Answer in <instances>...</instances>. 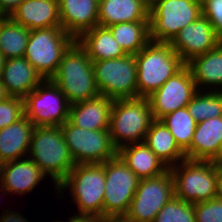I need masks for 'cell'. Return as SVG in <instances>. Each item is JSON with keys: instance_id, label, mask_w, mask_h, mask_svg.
Masks as SVG:
<instances>
[{"instance_id": "obj_38", "label": "cell", "mask_w": 222, "mask_h": 222, "mask_svg": "<svg viewBox=\"0 0 222 222\" xmlns=\"http://www.w3.org/2000/svg\"><path fill=\"white\" fill-rule=\"evenodd\" d=\"M70 220L68 222H101L102 218L94 216V215H85L78 214L77 216L69 217ZM62 222V221H60Z\"/></svg>"}, {"instance_id": "obj_1", "label": "cell", "mask_w": 222, "mask_h": 222, "mask_svg": "<svg viewBox=\"0 0 222 222\" xmlns=\"http://www.w3.org/2000/svg\"><path fill=\"white\" fill-rule=\"evenodd\" d=\"M51 80L59 87L70 104L100 95L94 78L92 61L77 40L66 50Z\"/></svg>"}, {"instance_id": "obj_27", "label": "cell", "mask_w": 222, "mask_h": 222, "mask_svg": "<svg viewBox=\"0 0 222 222\" xmlns=\"http://www.w3.org/2000/svg\"><path fill=\"white\" fill-rule=\"evenodd\" d=\"M198 91L199 86H214L222 88V42L213 50L191 59L186 63ZM202 84V85H201ZM211 85V86H210Z\"/></svg>"}, {"instance_id": "obj_36", "label": "cell", "mask_w": 222, "mask_h": 222, "mask_svg": "<svg viewBox=\"0 0 222 222\" xmlns=\"http://www.w3.org/2000/svg\"><path fill=\"white\" fill-rule=\"evenodd\" d=\"M23 1L25 0H0V12L9 17Z\"/></svg>"}, {"instance_id": "obj_32", "label": "cell", "mask_w": 222, "mask_h": 222, "mask_svg": "<svg viewBox=\"0 0 222 222\" xmlns=\"http://www.w3.org/2000/svg\"><path fill=\"white\" fill-rule=\"evenodd\" d=\"M153 222H196L194 204L174 196L158 212Z\"/></svg>"}, {"instance_id": "obj_25", "label": "cell", "mask_w": 222, "mask_h": 222, "mask_svg": "<svg viewBox=\"0 0 222 222\" xmlns=\"http://www.w3.org/2000/svg\"><path fill=\"white\" fill-rule=\"evenodd\" d=\"M76 40L86 50L91 61L114 59L126 55L107 27L95 26L83 32Z\"/></svg>"}, {"instance_id": "obj_26", "label": "cell", "mask_w": 222, "mask_h": 222, "mask_svg": "<svg viewBox=\"0 0 222 222\" xmlns=\"http://www.w3.org/2000/svg\"><path fill=\"white\" fill-rule=\"evenodd\" d=\"M144 143L169 168L173 164L177 165L178 161L180 163L186 159L185 152L178 146L173 135L161 120L152 122L146 133Z\"/></svg>"}, {"instance_id": "obj_41", "label": "cell", "mask_w": 222, "mask_h": 222, "mask_svg": "<svg viewBox=\"0 0 222 222\" xmlns=\"http://www.w3.org/2000/svg\"><path fill=\"white\" fill-rule=\"evenodd\" d=\"M212 162L216 165H222V142H221L219 151H218L216 157L212 160Z\"/></svg>"}, {"instance_id": "obj_20", "label": "cell", "mask_w": 222, "mask_h": 222, "mask_svg": "<svg viewBox=\"0 0 222 222\" xmlns=\"http://www.w3.org/2000/svg\"><path fill=\"white\" fill-rule=\"evenodd\" d=\"M9 17L29 30L61 27L58 0H25Z\"/></svg>"}, {"instance_id": "obj_39", "label": "cell", "mask_w": 222, "mask_h": 222, "mask_svg": "<svg viewBox=\"0 0 222 222\" xmlns=\"http://www.w3.org/2000/svg\"><path fill=\"white\" fill-rule=\"evenodd\" d=\"M215 198L222 200V165H217V185Z\"/></svg>"}, {"instance_id": "obj_8", "label": "cell", "mask_w": 222, "mask_h": 222, "mask_svg": "<svg viewBox=\"0 0 222 222\" xmlns=\"http://www.w3.org/2000/svg\"><path fill=\"white\" fill-rule=\"evenodd\" d=\"M201 15V2L196 0H157L149 8L150 40L170 42Z\"/></svg>"}, {"instance_id": "obj_33", "label": "cell", "mask_w": 222, "mask_h": 222, "mask_svg": "<svg viewBox=\"0 0 222 222\" xmlns=\"http://www.w3.org/2000/svg\"><path fill=\"white\" fill-rule=\"evenodd\" d=\"M24 116V100L8 97L0 102V129L15 123Z\"/></svg>"}, {"instance_id": "obj_28", "label": "cell", "mask_w": 222, "mask_h": 222, "mask_svg": "<svg viewBox=\"0 0 222 222\" xmlns=\"http://www.w3.org/2000/svg\"><path fill=\"white\" fill-rule=\"evenodd\" d=\"M107 28L126 54H138L151 41L149 21L123 22Z\"/></svg>"}, {"instance_id": "obj_2", "label": "cell", "mask_w": 222, "mask_h": 222, "mask_svg": "<svg viewBox=\"0 0 222 222\" xmlns=\"http://www.w3.org/2000/svg\"><path fill=\"white\" fill-rule=\"evenodd\" d=\"M135 59L138 97L142 98H148L186 65L169 42L150 41Z\"/></svg>"}, {"instance_id": "obj_43", "label": "cell", "mask_w": 222, "mask_h": 222, "mask_svg": "<svg viewBox=\"0 0 222 222\" xmlns=\"http://www.w3.org/2000/svg\"><path fill=\"white\" fill-rule=\"evenodd\" d=\"M5 62H6V58L5 56L0 52V78H1V75H2V71H3V67L5 65Z\"/></svg>"}, {"instance_id": "obj_7", "label": "cell", "mask_w": 222, "mask_h": 222, "mask_svg": "<svg viewBox=\"0 0 222 222\" xmlns=\"http://www.w3.org/2000/svg\"><path fill=\"white\" fill-rule=\"evenodd\" d=\"M173 165L175 196L193 204L209 201L216 196L217 165L212 161L185 159Z\"/></svg>"}, {"instance_id": "obj_15", "label": "cell", "mask_w": 222, "mask_h": 222, "mask_svg": "<svg viewBox=\"0 0 222 222\" xmlns=\"http://www.w3.org/2000/svg\"><path fill=\"white\" fill-rule=\"evenodd\" d=\"M221 42L211 22L201 15L180 30L169 44L186 64L194 57L215 49Z\"/></svg>"}, {"instance_id": "obj_14", "label": "cell", "mask_w": 222, "mask_h": 222, "mask_svg": "<svg viewBox=\"0 0 222 222\" xmlns=\"http://www.w3.org/2000/svg\"><path fill=\"white\" fill-rule=\"evenodd\" d=\"M197 92L192 74L185 65L148 97L154 120L186 107Z\"/></svg>"}, {"instance_id": "obj_44", "label": "cell", "mask_w": 222, "mask_h": 222, "mask_svg": "<svg viewBox=\"0 0 222 222\" xmlns=\"http://www.w3.org/2000/svg\"><path fill=\"white\" fill-rule=\"evenodd\" d=\"M148 8H150L157 0H140Z\"/></svg>"}, {"instance_id": "obj_30", "label": "cell", "mask_w": 222, "mask_h": 222, "mask_svg": "<svg viewBox=\"0 0 222 222\" xmlns=\"http://www.w3.org/2000/svg\"><path fill=\"white\" fill-rule=\"evenodd\" d=\"M173 135L178 146L185 152L191 145L197 122L187 107L179 108L160 119Z\"/></svg>"}, {"instance_id": "obj_42", "label": "cell", "mask_w": 222, "mask_h": 222, "mask_svg": "<svg viewBox=\"0 0 222 222\" xmlns=\"http://www.w3.org/2000/svg\"><path fill=\"white\" fill-rule=\"evenodd\" d=\"M8 97L10 96L7 94L4 85L0 81V102L6 100Z\"/></svg>"}, {"instance_id": "obj_21", "label": "cell", "mask_w": 222, "mask_h": 222, "mask_svg": "<svg viewBox=\"0 0 222 222\" xmlns=\"http://www.w3.org/2000/svg\"><path fill=\"white\" fill-rule=\"evenodd\" d=\"M222 142V116L198 122L190 147L185 151L186 159L212 161Z\"/></svg>"}, {"instance_id": "obj_45", "label": "cell", "mask_w": 222, "mask_h": 222, "mask_svg": "<svg viewBox=\"0 0 222 222\" xmlns=\"http://www.w3.org/2000/svg\"><path fill=\"white\" fill-rule=\"evenodd\" d=\"M5 16L0 12V19H3Z\"/></svg>"}, {"instance_id": "obj_23", "label": "cell", "mask_w": 222, "mask_h": 222, "mask_svg": "<svg viewBox=\"0 0 222 222\" xmlns=\"http://www.w3.org/2000/svg\"><path fill=\"white\" fill-rule=\"evenodd\" d=\"M117 154L140 180L159 176L169 169L144 142L124 145Z\"/></svg>"}, {"instance_id": "obj_19", "label": "cell", "mask_w": 222, "mask_h": 222, "mask_svg": "<svg viewBox=\"0 0 222 222\" xmlns=\"http://www.w3.org/2000/svg\"><path fill=\"white\" fill-rule=\"evenodd\" d=\"M112 105L113 99L103 95L70 104L68 121L93 131L109 129Z\"/></svg>"}, {"instance_id": "obj_29", "label": "cell", "mask_w": 222, "mask_h": 222, "mask_svg": "<svg viewBox=\"0 0 222 222\" xmlns=\"http://www.w3.org/2000/svg\"><path fill=\"white\" fill-rule=\"evenodd\" d=\"M30 30L10 17L0 23V52L6 59L24 57Z\"/></svg>"}, {"instance_id": "obj_40", "label": "cell", "mask_w": 222, "mask_h": 222, "mask_svg": "<svg viewBox=\"0 0 222 222\" xmlns=\"http://www.w3.org/2000/svg\"><path fill=\"white\" fill-rule=\"evenodd\" d=\"M101 222H133L125 216H109L103 217Z\"/></svg>"}, {"instance_id": "obj_3", "label": "cell", "mask_w": 222, "mask_h": 222, "mask_svg": "<svg viewBox=\"0 0 222 222\" xmlns=\"http://www.w3.org/2000/svg\"><path fill=\"white\" fill-rule=\"evenodd\" d=\"M31 152V153H30ZM28 156L57 186L75 167L66 145L61 126L34 127Z\"/></svg>"}, {"instance_id": "obj_35", "label": "cell", "mask_w": 222, "mask_h": 222, "mask_svg": "<svg viewBox=\"0 0 222 222\" xmlns=\"http://www.w3.org/2000/svg\"><path fill=\"white\" fill-rule=\"evenodd\" d=\"M202 15L206 17L222 41V0H203L201 2Z\"/></svg>"}, {"instance_id": "obj_37", "label": "cell", "mask_w": 222, "mask_h": 222, "mask_svg": "<svg viewBox=\"0 0 222 222\" xmlns=\"http://www.w3.org/2000/svg\"><path fill=\"white\" fill-rule=\"evenodd\" d=\"M6 213L0 218V222H28L20 213L5 211Z\"/></svg>"}, {"instance_id": "obj_24", "label": "cell", "mask_w": 222, "mask_h": 222, "mask_svg": "<svg viewBox=\"0 0 222 222\" xmlns=\"http://www.w3.org/2000/svg\"><path fill=\"white\" fill-rule=\"evenodd\" d=\"M149 21V8L140 0H99L98 26Z\"/></svg>"}, {"instance_id": "obj_34", "label": "cell", "mask_w": 222, "mask_h": 222, "mask_svg": "<svg viewBox=\"0 0 222 222\" xmlns=\"http://www.w3.org/2000/svg\"><path fill=\"white\" fill-rule=\"evenodd\" d=\"M196 222H222V200L218 198L194 204Z\"/></svg>"}, {"instance_id": "obj_4", "label": "cell", "mask_w": 222, "mask_h": 222, "mask_svg": "<svg viewBox=\"0 0 222 222\" xmlns=\"http://www.w3.org/2000/svg\"><path fill=\"white\" fill-rule=\"evenodd\" d=\"M153 121L148 98L113 100L109 132L114 147L119 150L124 145L144 142Z\"/></svg>"}, {"instance_id": "obj_31", "label": "cell", "mask_w": 222, "mask_h": 222, "mask_svg": "<svg viewBox=\"0 0 222 222\" xmlns=\"http://www.w3.org/2000/svg\"><path fill=\"white\" fill-rule=\"evenodd\" d=\"M204 93L198 91L186 106L189 114L197 123L222 116V91L211 88L210 92Z\"/></svg>"}, {"instance_id": "obj_13", "label": "cell", "mask_w": 222, "mask_h": 222, "mask_svg": "<svg viewBox=\"0 0 222 222\" xmlns=\"http://www.w3.org/2000/svg\"><path fill=\"white\" fill-rule=\"evenodd\" d=\"M174 196V179L170 169L159 176L141 179L125 217L133 222H153Z\"/></svg>"}, {"instance_id": "obj_6", "label": "cell", "mask_w": 222, "mask_h": 222, "mask_svg": "<svg viewBox=\"0 0 222 222\" xmlns=\"http://www.w3.org/2000/svg\"><path fill=\"white\" fill-rule=\"evenodd\" d=\"M75 40L61 27L30 30L24 57L44 80L51 79L66 50Z\"/></svg>"}, {"instance_id": "obj_12", "label": "cell", "mask_w": 222, "mask_h": 222, "mask_svg": "<svg viewBox=\"0 0 222 222\" xmlns=\"http://www.w3.org/2000/svg\"><path fill=\"white\" fill-rule=\"evenodd\" d=\"M61 128L75 164L103 163L117 155L109 129L93 131L76 127L69 121Z\"/></svg>"}, {"instance_id": "obj_22", "label": "cell", "mask_w": 222, "mask_h": 222, "mask_svg": "<svg viewBox=\"0 0 222 222\" xmlns=\"http://www.w3.org/2000/svg\"><path fill=\"white\" fill-rule=\"evenodd\" d=\"M33 123L24 115L21 119L0 129V162L18 160L29 153Z\"/></svg>"}, {"instance_id": "obj_10", "label": "cell", "mask_w": 222, "mask_h": 222, "mask_svg": "<svg viewBox=\"0 0 222 222\" xmlns=\"http://www.w3.org/2000/svg\"><path fill=\"white\" fill-rule=\"evenodd\" d=\"M24 115L35 127L61 126L69 119L70 103L51 80H43L24 99Z\"/></svg>"}, {"instance_id": "obj_17", "label": "cell", "mask_w": 222, "mask_h": 222, "mask_svg": "<svg viewBox=\"0 0 222 222\" xmlns=\"http://www.w3.org/2000/svg\"><path fill=\"white\" fill-rule=\"evenodd\" d=\"M61 28L77 39L98 26L99 0H58Z\"/></svg>"}, {"instance_id": "obj_16", "label": "cell", "mask_w": 222, "mask_h": 222, "mask_svg": "<svg viewBox=\"0 0 222 222\" xmlns=\"http://www.w3.org/2000/svg\"><path fill=\"white\" fill-rule=\"evenodd\" d=\"M45 176L30 158L8 161L2 163L0 168V188L5 194H25L31 192Z\"/></svg>"}, {"instance_id": "obj_5", "label": "cell", "mask_w": 222, "mask_h": 222, "mask_svg": "<svg viewBox=\"0 0 222 222\" xmlns=\"http://www.w3.org/2000/svg\"><path fill=\"white\" fill-rule=\"evenodd\" d=\"M105 172L102 163L76 164L66 178L57 186L61 192L71 188L79 214L103 218ZM62 189V190H61Z\"/></svg>"}, {"instance_id": "obj_11", "label": "cell", "mask_w": 222, "mask_h": 222, "mask_svg": "<svg viewBox=\"0 0 222 222\" xmlns=\"http://www.w3.org/2000/svg\"><path fill=\"white\" fill-rule=\"evenodd\" d=\"M102 164L106 178L103 217L125 216L140 179L118 154Z\"/></svg>"}, {"instance_id": "obj_9", "label": "cell", "mask_w": 222, "mask_h": 222, "mask_svg": "<svg viewBox=\"0 0 222 222\" xmlns=\"http://www.w3.org/2000/svg\"><path fill=\"white\" fill-rule=\"evenodd\" d=\"M100 95L115 99L137 98V63L135 55L92 61Z\"/></svg>"}, {"instance_id": "obj_18", "label": "cell", "mask_w": 222, "mask_h": 222, "mask_svg": "<svg viewBox=\"0 0 222 222\" xmlns=\"http://www.w3.org/2000/svg\"><path fill=\"white\" fill-rule=\"evenodd\" d=\"M43 80L25 57L6 59L0 78L10 97L22 99L35 90Z\"/></svg>"}]
</instances>
